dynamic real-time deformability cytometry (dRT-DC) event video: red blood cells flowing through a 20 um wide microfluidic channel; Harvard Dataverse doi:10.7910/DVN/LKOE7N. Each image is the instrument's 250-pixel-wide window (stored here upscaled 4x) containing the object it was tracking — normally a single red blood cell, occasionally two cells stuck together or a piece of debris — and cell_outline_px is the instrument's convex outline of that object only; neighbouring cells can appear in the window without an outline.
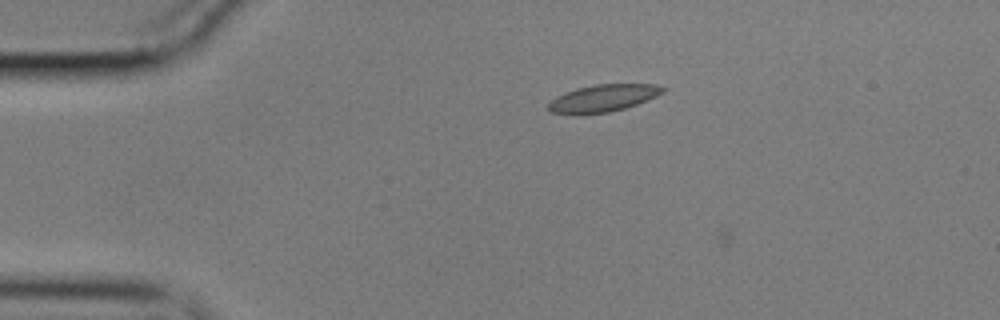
{"species": "common noctule bat (a hibernating species)", "species_latin": "Nyctalus noctula", "temperature_condition": "cold", "stored_images_in_passage": 15, "camera_frame_rate_fps": 3000, "um_per_image_px": 0.085, "animal": {"sex": "male", "body_mass_g": 17.9}, "frame": {"image": 1, "passage_image": 14, "time_ms": 4.333, "image_size_px": [1000, 320], "cell_outline_px": [[668, 88], [664, 92], [656, 96], [636, 104], [624, 108], [608, 112], [580, 116], [552, 112], [548, 108], [548, 104], [556, 96], [564, 92], [576, 88], [596, 84], [656, 84]], "centroid_in_image_um": [51.24, 8.35], "position_along_channel_um": 33.8, "area_um2": 18.38}}